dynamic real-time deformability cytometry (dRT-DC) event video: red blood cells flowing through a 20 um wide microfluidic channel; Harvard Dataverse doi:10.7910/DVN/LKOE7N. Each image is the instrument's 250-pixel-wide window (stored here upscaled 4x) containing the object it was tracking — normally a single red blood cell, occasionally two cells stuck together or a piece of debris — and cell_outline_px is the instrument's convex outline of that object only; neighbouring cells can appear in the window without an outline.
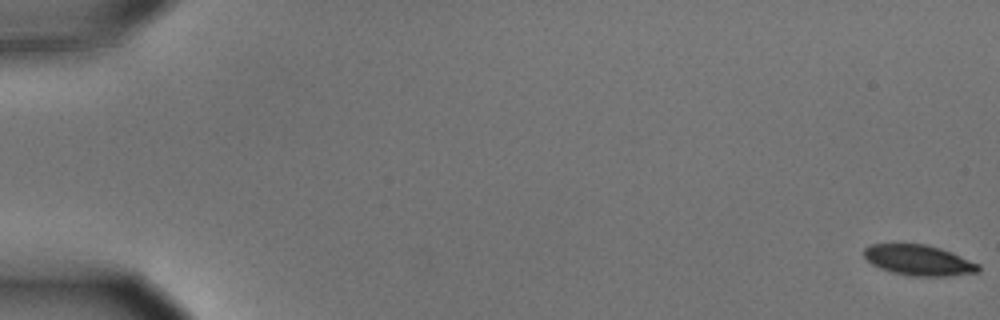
{"species": "common noctule bat (a hibernating species)", "species_latin": "Nyctalus noctula", "temperature_condition": "cold", "stored_images_in_passage": 10, "camera_frame_rate_fps": 3000, "um_per_image_px": 0.085, "animal": {"sex": "male", "body_mass_g": 15.6}, "frame": {"image": 1, "passage_image": 1, "time_ms": 0.0, "image_size_px": [1000, 320], "cell_outline_px": [[980, 272], [948, 276], [908, 276], [892, 272], [880, 268], [872, 264], [864, 256], [864, 248], [868, 244], [924, 244], [940, 248], [980, 264]], "centroid_in_image_um": [78.09, 22.12], "position_along_channel_um": 6.9, "area_um2": 20.35}}